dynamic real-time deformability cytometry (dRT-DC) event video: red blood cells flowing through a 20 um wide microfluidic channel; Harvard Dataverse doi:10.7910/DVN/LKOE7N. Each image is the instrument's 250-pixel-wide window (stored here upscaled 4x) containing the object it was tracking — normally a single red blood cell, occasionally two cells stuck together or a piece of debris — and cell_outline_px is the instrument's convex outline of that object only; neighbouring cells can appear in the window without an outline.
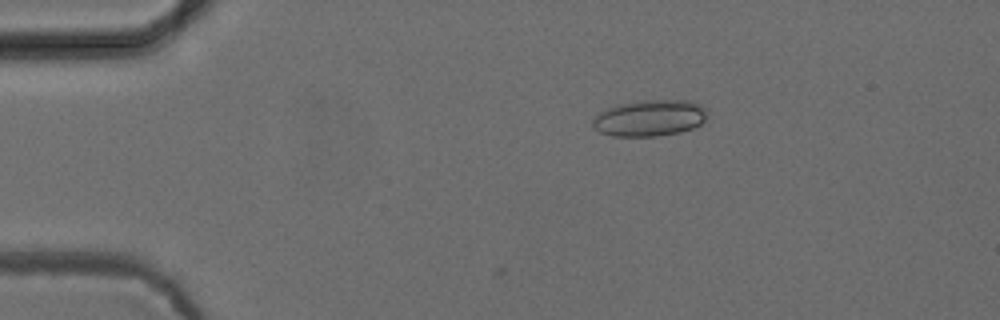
{"species": "common noctule bat (a hibernating species)", "species_latin": "Nyctalus noctula", "temperature_condition": "cold", "stored_images_in_passage": 2, "camera_frame_rate_fps": 3000, "um_per_image_px": 0.085, "animal": {"sex": "female", "body_mass_g": 24.6, "forearm_length_mm": 56.2}, "frame": {"image": 1, "passage_image": 2, "time_ms": 0.333, "image_size_px": [1000, 320], "cell_outline_px": [[708, 116], [700, 124], [692, 128], [680, 132], [656, 136], [612, 136], [600, 132], [592, 124], [592, 120], [600, 112], [608, 108], [620, 104], [644, 100], [688, 100], [700, 104], [708, 108]], "centroid_in_image_um": [55.27, 10.03], "position_along_channel_um": 29.7, "area_um2": 24.28}}